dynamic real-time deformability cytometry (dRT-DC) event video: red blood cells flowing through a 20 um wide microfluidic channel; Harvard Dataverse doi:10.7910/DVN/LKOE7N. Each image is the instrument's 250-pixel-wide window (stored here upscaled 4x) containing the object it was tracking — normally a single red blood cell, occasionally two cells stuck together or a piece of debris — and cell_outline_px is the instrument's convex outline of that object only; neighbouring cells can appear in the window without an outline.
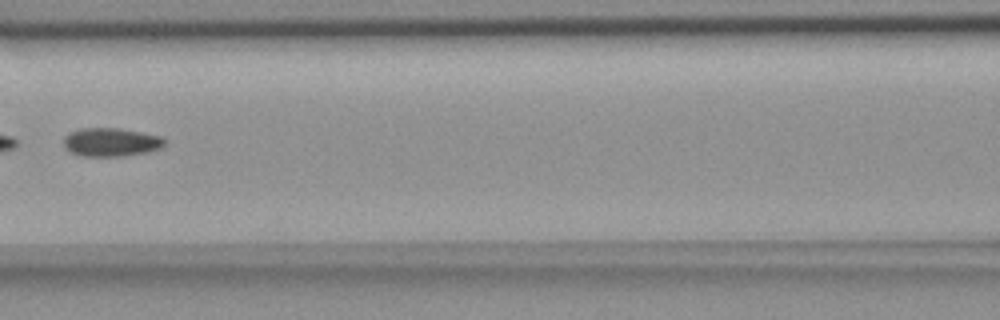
{"species": "common noctule bat (a hibernating species)", "species_latin": "Nyctalus noctula", "temperature_condition": "room temperature", "stored_images_in_passage": 10, "segment_of_instrument_passage": [2, 2], "camera_frame_rate_fps": 3000, "um_per_image_px": 0.085, "animal": {"sex": "female", "body_mass_g": 18.4}, "frame": {"image": 1, "passage_image": 6, "time_ms": 5.667, "image_size_px": [1000, 320], "cell_outline_px": [[164, 144], [160, 148], [148, 152], [124, 156], [80, 156], [68, 152], [64, 148], [64, 136], [72, 132], [84, 128], [116, 128], [140, 132], [160, 136], [164, 140]], "centroid_in_image_um": [9.39, 12.1], "position_along_channel_um": 157.2, "area_um2": 16.7}}
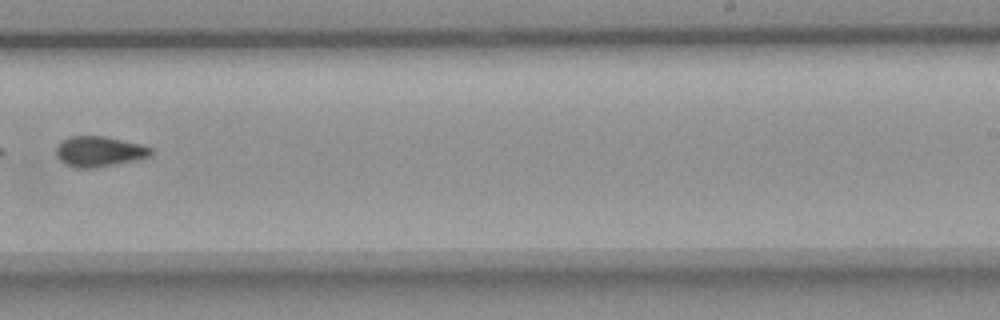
{"frame": {"image": 2, "passage_image": 9, "time_ms": 9.0, "image_size_px": [1000, 320], "cell_outline_px": [[152, 152], [148, 156], [136, 160], [96, 168], [72, 168], [64, 164], [56, 156], [56, 144], [72, 136], [104, 136], [140, 144], [152, 148]], "centroid_in_image_um": [8.38, 12.89], "position_along_channel_um": 280.6, "area_um2": 16.82}}
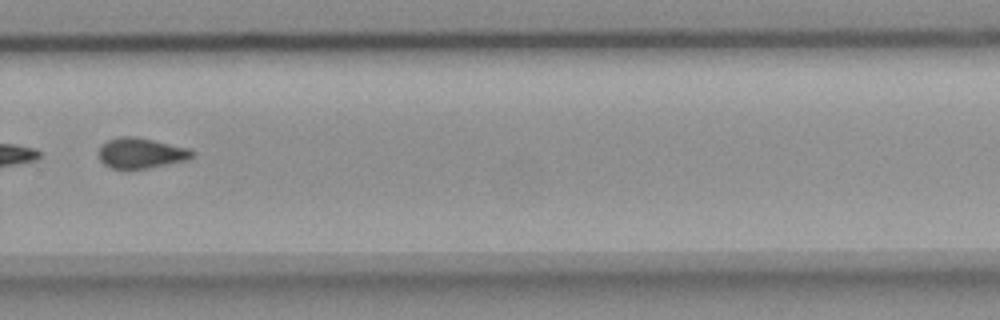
{"frame": {"image": 3, "passage_image": 10, "time_ms": 10.0, "image_size_px": [1000, 320], "cell_outline_px": [[196, 152], [188, 160], [144, 168], [112, 168], [104, 164], [100, 160], [100, 144], [108, 140], [120, 136], [136, 136], [188, 148]], "centroid_in_image_um": [11.98, 12.99], "position_along_channel_um": 317.8, "area_um2": 16.36}}